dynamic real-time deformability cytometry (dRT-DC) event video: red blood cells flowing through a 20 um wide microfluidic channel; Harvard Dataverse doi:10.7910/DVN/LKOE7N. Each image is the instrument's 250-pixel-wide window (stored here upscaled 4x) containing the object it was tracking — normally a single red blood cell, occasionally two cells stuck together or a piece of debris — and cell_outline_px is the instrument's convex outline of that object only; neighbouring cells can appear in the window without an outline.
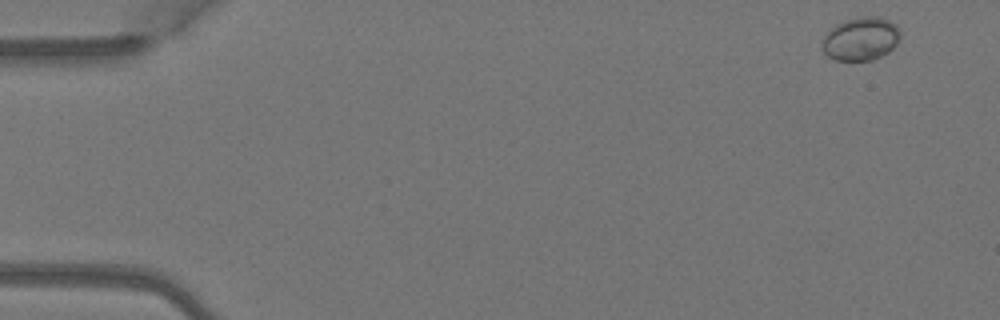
{"species": "Egyptian fruit bat (a non-hibernating species)", "species_latin": "Rousettus aegyptiacus", "temperature_condition": "warm", "stored_images_in_passage": 5, "camera_frame_rate_fps": 3000, "um_per_image_px": 0.085, "animal": {"sex": "female"}, "frame": {"image": 1, "passage_image": 1, "time_ms": 0.0, "image_size_px": [1000, 320], "cell_outline_px": [[900, 36], [896, 44], [888, 52], [872, 60], [836, 60], [828, 56], [820, 48], [820, 44], [824, 36], [836, 24], [848, 20], [864, 16], [876, 16], [888, 20], [896, 24], [900, 28]], "centroid_in_image_um": [73.16, 3.3], "position_along_channel_um": 11.8, "area_um2": 19.65}}
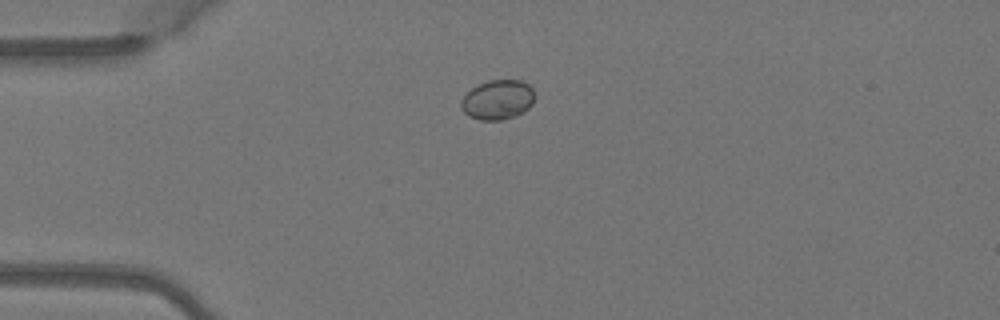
{"frame": {"image": 2, "passage_image": 3, "time_ms": 0.667, "image_size_px": [1000, 320], "cell_outline_px": [[536, 96], [532, 104], [524, 112], [516, 116], [500, 120], [480, 120], [468, 116], [460, 108], [460, 100], [472, 88], [488, 80], [520, 80], [528, 84], [532, 88]], "centroid_in_image_um": [42.31, 8.49], "position_along_channel_um": 42.7, "area_um2": 17.17}}
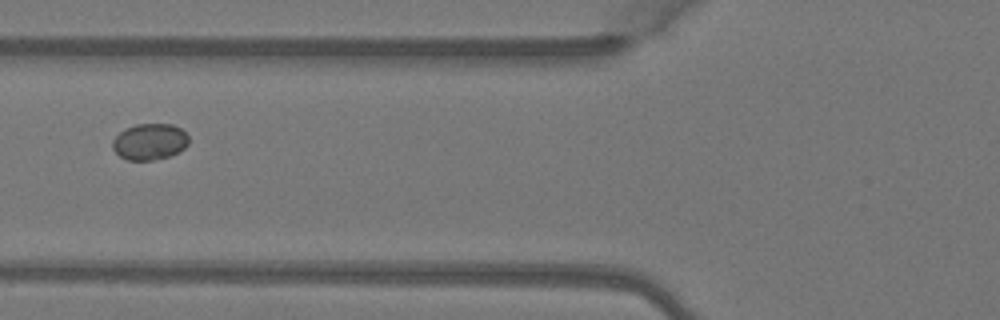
{"frame": {"image": 3, "passage_image": 5, "time_ms": 1.333, "image_size_px": [1000, 320], "cell_outline_px": [[188, 144], [184, 148], [168, 156], [152, 160], [128, 160], [120, 156], [112, 148], [112, 140], [124, 128], [136, 124], [172, 124], [180, 128], [188, 136]], "centroid_in_image_um": [12.7, 12.03], "position_along_channel_um": 113.1, "area_um2": 16.01}}